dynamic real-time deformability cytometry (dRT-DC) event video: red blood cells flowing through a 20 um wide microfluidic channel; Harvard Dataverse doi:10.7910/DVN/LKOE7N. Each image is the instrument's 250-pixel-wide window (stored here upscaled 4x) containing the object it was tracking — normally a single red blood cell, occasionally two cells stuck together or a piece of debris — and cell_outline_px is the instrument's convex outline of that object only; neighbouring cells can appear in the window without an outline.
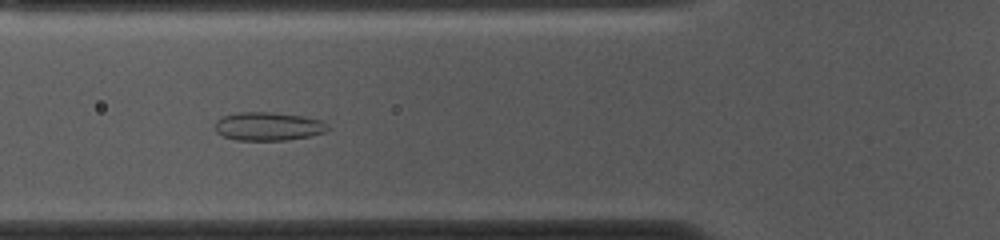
{"species": "common noctule bat (a hibernating species)", "species_latin": "Nyctalus noctula", "temperature_condition": "cold", "stored_images_in_passage": 34, "camera_frame_rate_fps": 3000, "um_per_image_px": 0.085, "animal": {"sex": "female", "body_mass_g": 10.0, "forearm_length_mm": 53.1}, "frame": {"image": 1, "passage_image": 18, "time_ms": 5.667, "image_size_px": [1000, 240], "cell_outline_px": [[328, 128], [324, 132], [308, 136], [288, 140], [236, 140], [224, 136], [216, 132], [216, 120], [224, 116], [236, 112], [272, 112], [304, 116], [320, 120], [328, 124]], "centroid_in_image_um": [22.79, 10.73], "position_along_channel_um": 103.0, "area_um2": 18.61}}
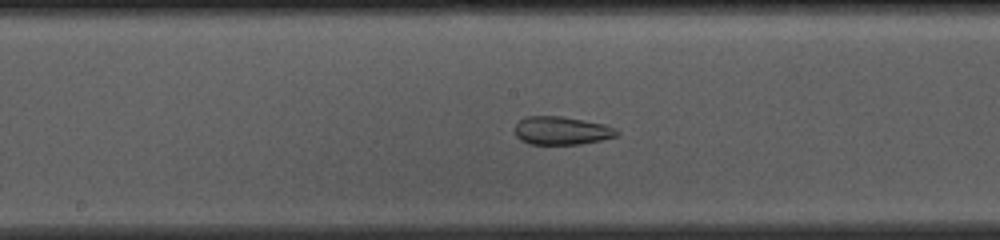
{"frame": {"image": 2, "passage_image": 26, "time_ms": 8.333, "image_size_px": [1000, 240], "cell_outline_px": [[620, 132], [616, 136], [600, 140], [580, 144], [528, 144], [520, 140], [516, 136], [512, 128], [524, 116], [560, 116], [584, 120], [604, 124], [616, 128]], "centroid_in_image_um": [47.69, 11.1], "position_along_channel_um": 200.5, "area_um2": 16.94}}
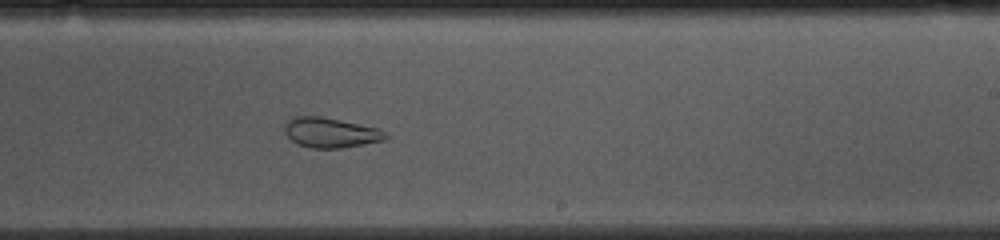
{"frame": {"image": 3, "passage_image": 31, "time_ms": 10.0, "image_size_px": [1000, 240], "cell_outline_px": [[388, 136], [384, 140], [364, 144], [340, 148], [312, 148], [296, 144], [284, 132], [284, 124], [288, 120], [296, 116], [320, 116], [380, 128], [388, 132]], "centroid_in_image_um": [28.11, 11.27], "position_along_channel_um": 260.9, "area_um2": 17.74}}